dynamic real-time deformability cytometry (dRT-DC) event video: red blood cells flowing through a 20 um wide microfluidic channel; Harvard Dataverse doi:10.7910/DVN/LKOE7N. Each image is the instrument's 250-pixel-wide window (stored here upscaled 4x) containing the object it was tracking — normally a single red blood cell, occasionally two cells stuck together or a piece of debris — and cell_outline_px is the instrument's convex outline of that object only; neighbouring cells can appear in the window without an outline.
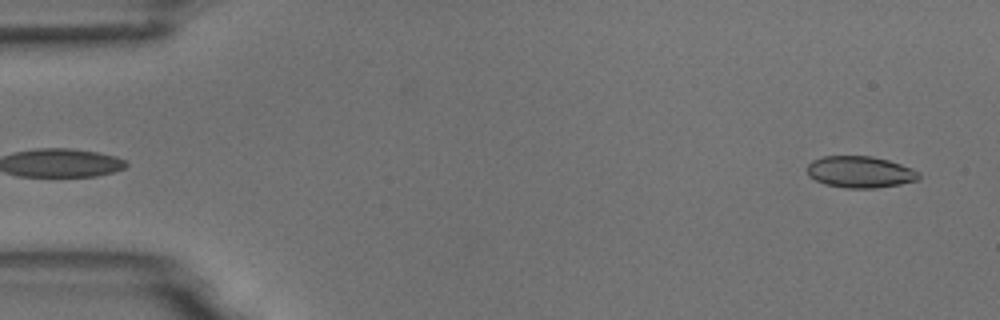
{"species": "common noctule bat (a hibernating species)", "species_latin": "Nyctalus noctula", "temperature_condition": "room temperature", "stored_images_in_passage": 54, "camera_frame_rate_fps": 3000, "um_per_image_px": 0.085, "animal": {"sex": "male", "body_mass_g": 18.8}, "frame": {"image": 1, "passage_image": 2, "time_ms": 0.333, "image_size_px": [1000, 320], "cell_outline_px": [[920, 176], [916, 180], [900, 184], [876, 188], [844, 188], [824, 184], [808, 176], [808, 164], [812, 160], [824, 156], [872, 156], [888, 160], [912, 168], [920, 172]], "centroid_in_image_um": [73.1, 14.62], "position_along_channel_um": 11.9, "area_um2": 20.58}}
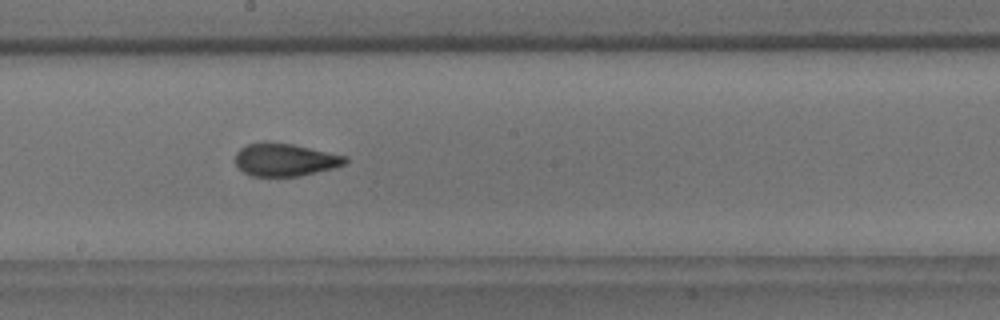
{"frame": {"image": 2, "passage_image": 29, "time_ms": 9.333, "image_size_px": [1000, 320], "cell_outline_px": [[348, 160], [344, 164], [332, 168], [296, 176], [252, 176], [244, 172], [236, 164], [236, 152], [240, 148], [248, 144], [292, 144], [348, 156]], "centroid_in_image_um": [24.25, 13.6], "position_along_channel_um": 224.0, "area_um2": 20.29}}
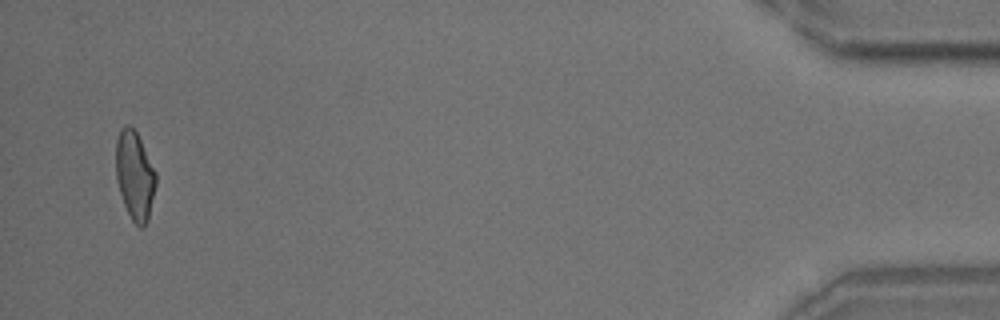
{"frame": {"image": 3, "passage_image": 52, "time_ms": 17.0, "image_size_px": [1000, 320], "cell_outline_px": [[156, 184], [148, 220], [144, 228], [140, 228], [132, 220], [124, 204], [116, 180], [116, 140], [120, 128], [128, 124], [136, 132], [156, 172]], "centroid_in_image_um": [11.45, 14.93], "position_along_channel_um": 423.8, "area_um2": 20.52}, "authors_computed_cell_mechanics": {"area_um2": 20.9236, "velocity_mm_per_s": 3.6879, "shape_relaxation_time_tau1_ms": 4.2029, "shape_relaxation_time_tau2_ms": 1.3425, "deformation_change_tau1": 0.1413, "deformation_change_tau2": 0.0692}}